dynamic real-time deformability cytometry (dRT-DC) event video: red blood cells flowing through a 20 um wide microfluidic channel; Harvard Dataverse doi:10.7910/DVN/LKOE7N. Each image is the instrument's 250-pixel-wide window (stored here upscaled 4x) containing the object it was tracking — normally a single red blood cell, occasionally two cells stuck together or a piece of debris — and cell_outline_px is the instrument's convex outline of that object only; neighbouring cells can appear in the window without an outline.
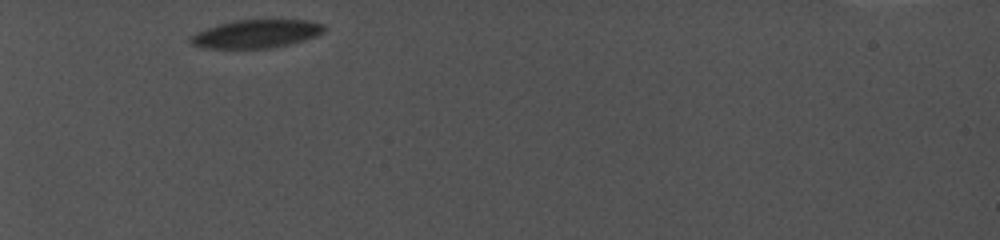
{"species": "common noctule bat (a hibernating species)", "species_latin": "Nyctalus noctula", "temperature_condition": "cold", "stored_images_in_passage": 41, "camera_frame_rate_fps": 5000, "um_per_image_px": 0.085, "animal": {"sex": "female", "body_mass_g": 19.0, "forearm_length_mm": 56.7}, "frame": {"image": 1, "passage_image": 1, "time_ms": 0.0, "image_size_px": [1000, 240], "cell_outline_px": [[328, 28], [324, 32], [316, 36], [304, 40], [288, 44], [268, 48], [200, 48], [192, 44], [188, 40], [196, 32], [220, 24], [236, 20], [308, 20], [324, 24]], "centroid_in_image_um": [21.81, 2.87], "position_along_channel_um": 63.2, "area_um2": 21.91}}
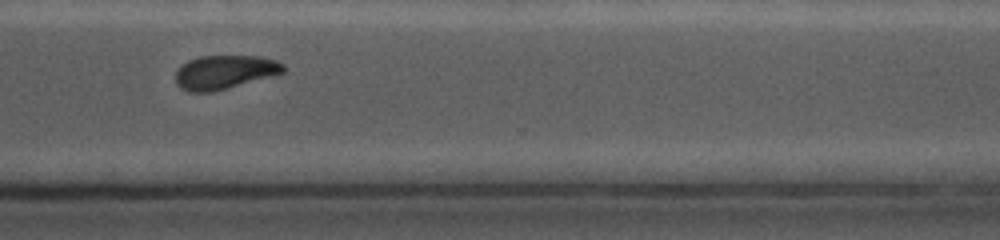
{"frame": {"image": 2, "passage_image": 33, "time_ms": 8.4, "image_size_px": [1000, 240], "cell_outline_px": [[284, 72], [224, 88], [208, 92], [192, 92], [180, 88], [176, 84], [176, 68], [180, 64], [188, 60], [200, 56], [260, 56], [276, 60], [284, 64]], "centroid_in_image_um": [19.03, 6.1], "position_along_channel_um": 351.6, "area_um2": 20.92}}
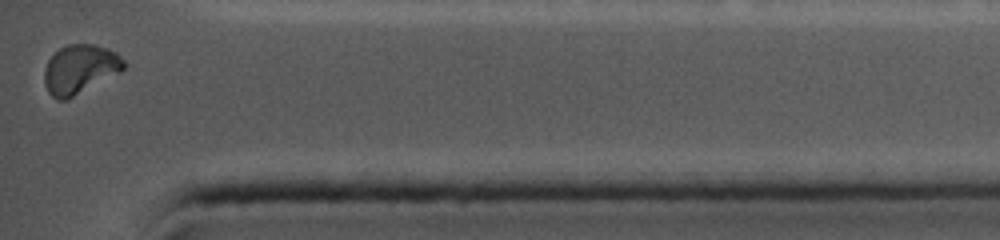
{"frame": {"image": 3, "passage_image": 41, "time_ms": 10.4, "image_size_px": [1000, 240], "cell_outline_px": [[128, 64], [120, 72], [64, 100], [56, 100], [48, 92], [44, 84], [44, 68], [48, 60], [60, 48], [68, 44], [92, 44], [108, 48], [116, 52]], "centroid_in_image_um": [6.79, 5.86], "position_along_channel_um": 428.4, "area_um2": 22.54}, "authors_computed_cell_mechanics": {"area_um2": 23.3512, "velocity_mm_per_s": 3.9034, "shape_relaxation_time_tau1_ms": 4.2095, "shape_relaxation_time_tau2_ms": 3.9409, "deformation_change_tau1": 0.102, "deformation_change_tau2": 0.0816}}